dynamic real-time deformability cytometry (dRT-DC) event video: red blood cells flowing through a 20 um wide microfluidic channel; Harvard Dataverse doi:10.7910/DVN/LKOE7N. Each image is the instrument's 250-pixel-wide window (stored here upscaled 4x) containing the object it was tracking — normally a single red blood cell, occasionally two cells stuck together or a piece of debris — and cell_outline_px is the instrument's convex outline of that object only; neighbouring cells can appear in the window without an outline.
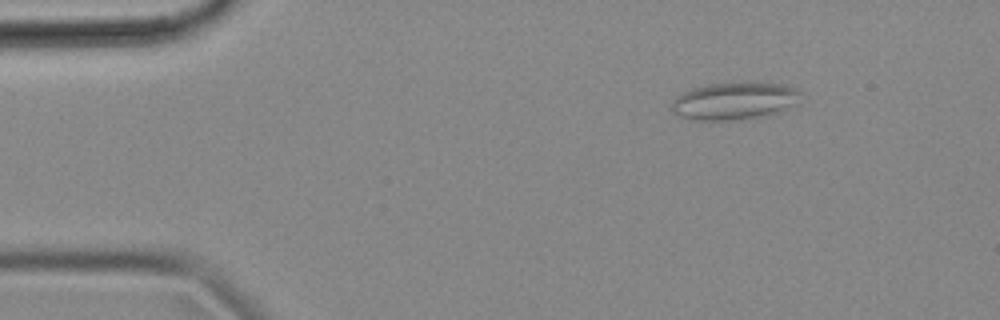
{"species": "common noctule bat (a hibernating species)", "species_latin": "Nyctalus noctula", "temperature_condition": "cold", "stored_images_in_passage": 48, "camera_frame_rate_fps": 3000, "um_per_image_px": 0.085, "animal": {"sex": "female", "body_mass_g": 18.4}, "frame": {"image": 1, "passage_image": 1, "time_ms": 0.0, "image_size_px": [1000, 320], "cell_outline_px": [[800, 104], [776, 112], [740, 120], [688, 120], [676, 116], [672, 112], [672, 100], [676, 96], [692, 88], [708, 84], [740, 80], [780, 84], [792, 88], [800, 92]], "centroid_in_image_um": [62.38, 8.56], "position_along_channel_um": 22.6, "area_um2": 28.78}}
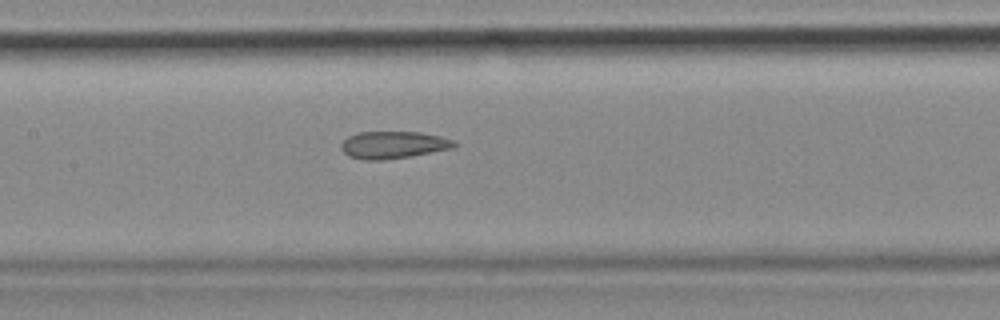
{"frame": {"image": 2, "passage_image": 19, "time_ms": 6.0, "image_size_px": [1000, 320], "cell_outline_px": [[456, 144], [452, 148], [412, 156], [380, 160], [364, 160], [348, 156], [340, 148], [340, 144], [348, 136], [356, 132], [420, 132], [440, 136], [452, 140]], "centroid_in_image_um": [33.37, 12.31], "position_along_channel_um": 174.0, "area_um2": 17.92}}
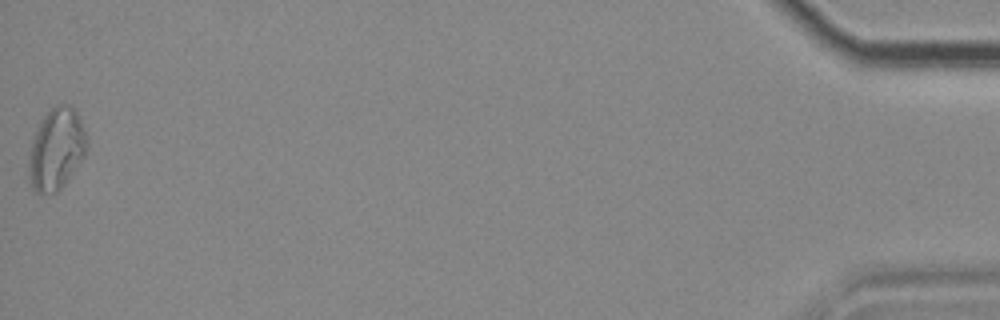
{"frame": {"image": 3, "passage_image": 48, "time_ms": 15.667, "image_size_px": [1000, 320], "cell_outline_px": [[88, 144], [84, 156], [68, 180], [56, 192], [36, 192], [32, 188], [28, 176], [28, 160], [32, 140], [44, 116], [56, 104], [72, 104], [76, 108], [88, 140]], "centroid_in_image_um": [4.81, 12.65], "position_along_channel_um": 430.4, "area_um2": 27.57}, "authors_computed_cell_mechanics": {"area_um2": 19.2474, "velocity_mm_per_s": 3.6762, "shape_relaxation_time_tau1_ms": null, "shape_relaxation_time_tau2_ms": 3.9562, "deformation_change_tau1": null, "deformation_change_tau2": 0.1205}}